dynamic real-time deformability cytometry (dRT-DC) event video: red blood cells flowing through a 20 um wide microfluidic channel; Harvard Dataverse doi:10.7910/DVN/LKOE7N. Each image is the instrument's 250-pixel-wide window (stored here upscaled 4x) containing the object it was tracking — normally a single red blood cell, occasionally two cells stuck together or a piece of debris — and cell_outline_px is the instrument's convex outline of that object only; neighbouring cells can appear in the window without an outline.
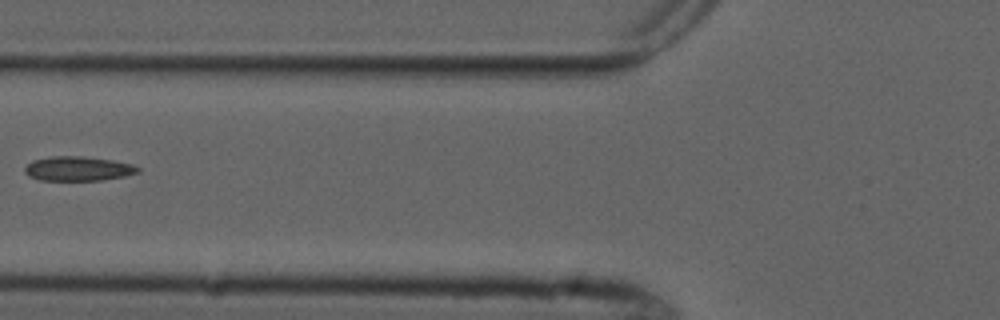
{"species": "common noctule bat (a hibernating species)", "species_latin": "Nyctalus noctula", "temperature_condition": "cold", "stored_images_in_passage": 6, "camera_frame_rate_fps": 3000, "um_per_image_px": 0.085, "animal": {"sex": "male", "forearm_length_mm": 52.5}, "frame": {"image": 1, "passage_image": 5, "time_ms": 5.667, "image_size_px": [1000, 320], "cell_outline_px": [[140, 172], [124, 176], [100, 180], [40, 180], [28, 176], [24, 172], [24, 168], [32, 160], [48, 156], [80, 156], [112, 160], [132, 164], [140, 168]], "centroid_in_image_um": [6.61, 14.33], "position_along_channel_um": 119.2, "area_um2": 16.13}}
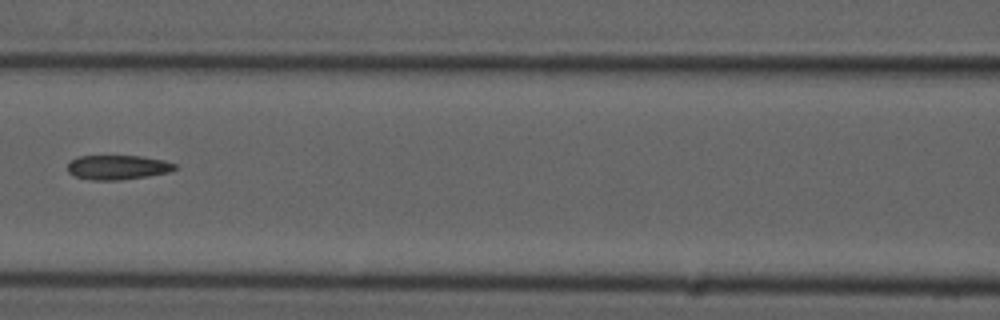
{"frame": {"image": 2, "passage_image": 6, "time_ms": 6.667, "image_size_px": [1000, 320], "cell_outline_px": [[180, 168], [168, 172], [148, 176], [120, 180], [92, 180], [76, 176], [68, 172], [68, 164], [72, 160], [80, 156], [140, 156], [164, 160], [176, 164]], "centroid_in_image_um": [10.05, 14.22], "position_along_channel_um": 156.5, "area_um2": 15.26}}